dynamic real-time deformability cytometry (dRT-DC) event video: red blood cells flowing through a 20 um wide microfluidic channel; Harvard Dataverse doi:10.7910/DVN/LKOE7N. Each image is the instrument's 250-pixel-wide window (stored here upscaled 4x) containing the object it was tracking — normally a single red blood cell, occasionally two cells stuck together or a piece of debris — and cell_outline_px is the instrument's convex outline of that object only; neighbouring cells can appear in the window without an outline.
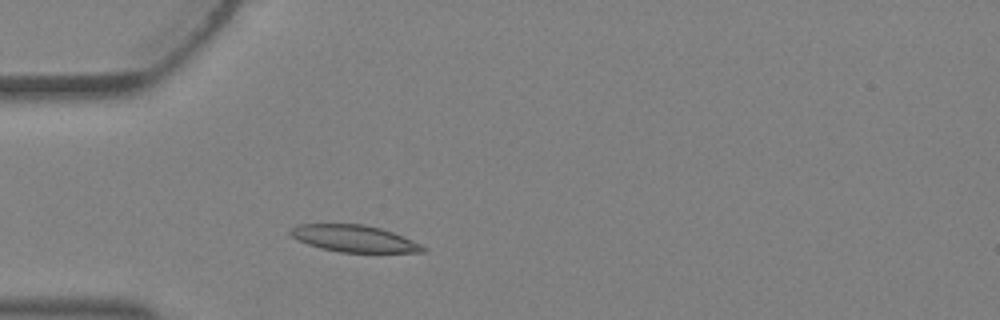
{"species": "Egyptian fruit bat (a non-hibernating species)", "species_latin": "Rousettus aegyptiacus", "temperature_condition": "warm", "stored_images_in_passage": 2, "camera_frame_rate_fps": 3000, "um_per_image_px": 0.085, "animal": {"sex": "female"}, "frame": {"image": 1, "passage_image": 2, "time_ms": 0.333, "image_size_px": [1000, 320], "cell_outline_px": [[428, 248], [424, 252], [340, 252], [320, 248], [308, 244], [292, 236], [288, 232], [292, 228], [300, 224], [364, 224], [380, 228], [392, 232], [412, 240]], "centroid_in_image_um": [30.11, 20.28], "position_along_channel_um": 54.9, "area_um2": 20.46}}